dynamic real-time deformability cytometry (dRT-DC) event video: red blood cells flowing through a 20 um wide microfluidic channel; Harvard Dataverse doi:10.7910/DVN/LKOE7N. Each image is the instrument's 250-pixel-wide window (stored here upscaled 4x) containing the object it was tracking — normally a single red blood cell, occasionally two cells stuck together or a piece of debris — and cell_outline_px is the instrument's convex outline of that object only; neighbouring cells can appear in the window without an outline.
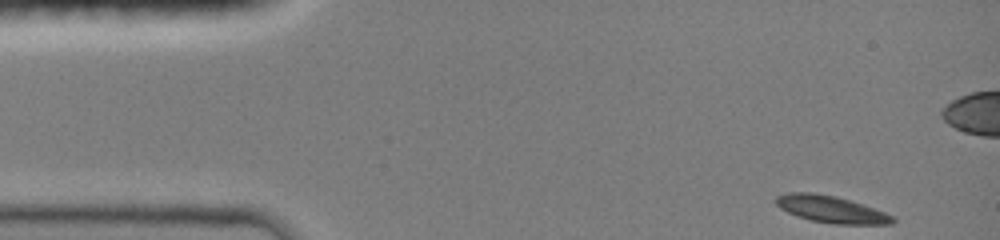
{"species": "common noctule bat (a hibernating species)", "species_latin": "Nyctalus noctula", "temperature_condition": "room temperature", "stored_images_in_passage": 44, "camera_frame_rate_fps": 3000, "um_per_image_px": 0.085, "animal": {"sex": "female", "body_mass_g": 19.0, "forearm_length_mm": 51.5}, "frame": {"image": 1, "passage_image": 1, "time_ms": 0.0, "image_size_px": [1000, 240], "cell_outline_px": [[896, 220], [892, 224], [836, 224], [812, 220], [796, 216], [780, 208], [776, 204], [776, 196], [788, 192], [812, 192], [836, 196], [896, 216]], "centroid_in_image_um": [70.64, 17.79], "position_along_channel_um": 14.4, "area_um2": 18.15}}
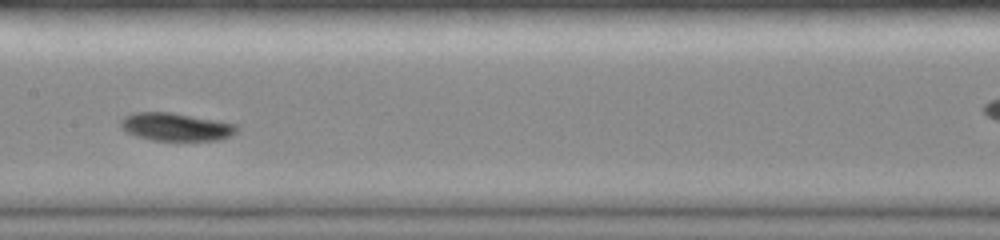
{"frame": {"image": 2, "passage_image": 20, "time_ms": 6.667, "image_size_px": [1000, 240], "cell_outline_px": [[240, 128], [236, 132], [220, 140], [152, 140], [136, 136], [128, 132], [120, 124], [120, 120], [124, 116], [136, 112], [172, 112], [236, 124]], "centroid_in_image_um": [14.96, 10.78], "position_along_channel_um": 192.4, "area_um2": 18.73}}
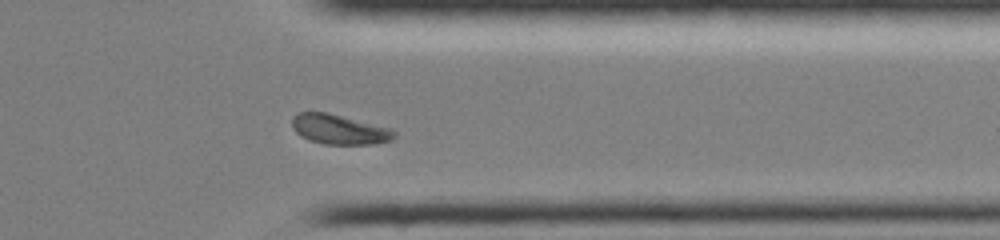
{"frame": {"image": 3, "passage_image": 36, "time_ms": 11.333, "image_size_px": [1000, 240], "cell_outline_px": [[396, 136], [392, 140], [376, 144], [324, 144], [308, 140], [300, 136], [292, 128], [292, 116], [300, 112], [328, 112], [392, 128], [396, 132]], "centroid_in_image_um": [28.85, 11.0], "position_along_channel_um": 382.6, "area_um2": 18.03}}